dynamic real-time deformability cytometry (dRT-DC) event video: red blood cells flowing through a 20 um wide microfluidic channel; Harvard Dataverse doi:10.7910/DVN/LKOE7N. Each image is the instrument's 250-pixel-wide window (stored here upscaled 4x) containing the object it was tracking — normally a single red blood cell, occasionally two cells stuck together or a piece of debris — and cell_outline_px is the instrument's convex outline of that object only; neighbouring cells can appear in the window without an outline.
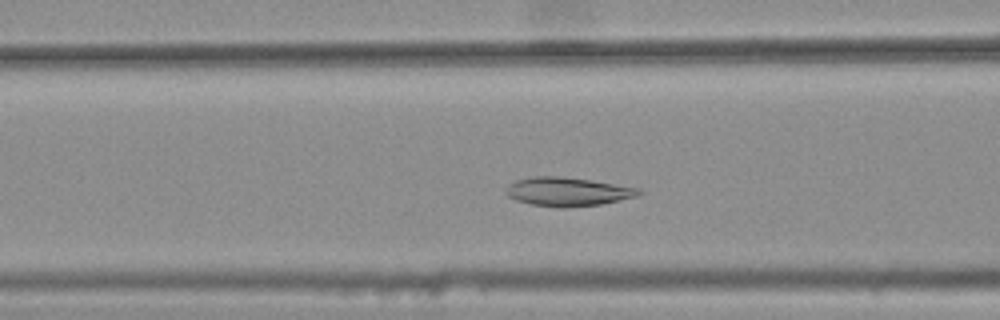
{"species": "common noctule bat (a hibernating species)", "species_latin": "Nyctalus noctula", "temperature_condition": "warm", "stored_images_in_passage": 39, "camera_frame_rate_fps": 3000, "um_per_image_px": 0.085, "animal": {"sex": "female", "body_mass_g": 25.1}, "frame": {"image": 1, "passage_image": 16, "time_ms": 5.0, "image_size_px": [1000, 320], "cell_outline_px": [[644, 192], [640, 196], [600, 204], [564, 208], [560, 208], [532, 204], [516, 200], [508, 196], [504, 192], [504, 188], [516, 180], [532, 176], [556, 176], [592, 180], [640, 188]], "centroid_in_image_um": [48.27, 16.29], "position_along_channel_um": 118.3, "area_um2": 22.43}}
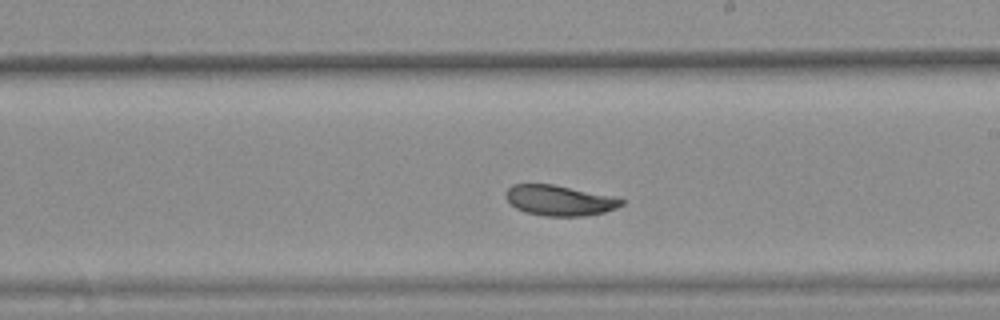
{"frame": {"image": 2, "passage_image": 26, "time_ms": 8.333, "image_size_px": [1000, 320], "cell_outline_px": [[624, 204], [616, 208], [604, 212], [584, 216], [544, 216], [524, 212], [516, 208], [504, 196], [504, 192], [512, 184], [552, 184], [612, 196], [624, 200]], "centroid_in_image_um": [47.52, 17.04], "position_along_channel_um": 241.5, "area_um2": 20.46}}
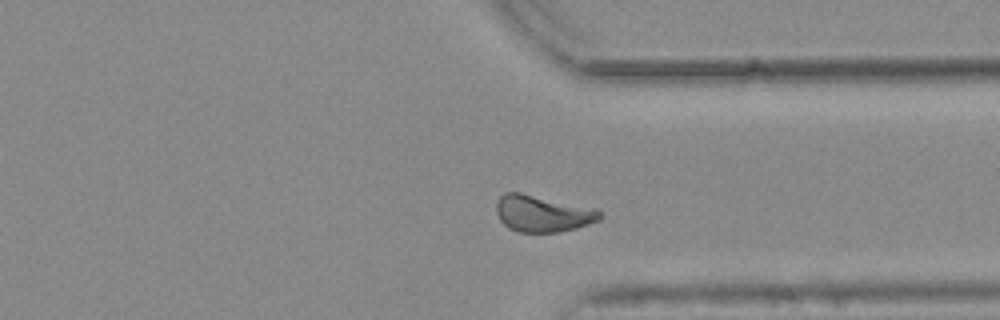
{"frame": {"image": 3, "passage_image": 36, "time_ms": 11.667, "image_size_px": [1000, 320], "cell_outline_px": [[604, 216], [600, 220], [576, 228], [556, 232], [516, 232], [508, 228], [500, 220], [496, 212], [496, 204], [500, 196], [504, 192], [520, 192], [596, 208]], "centroid_in_image_um": [46.12, 18.15], "position_along_channel_um": 365.3, "area_um2": 22.25}, "authors_computed_cell_mechanics": {"area_um2": 21.6172, "velocity_mm_per_s": 3.7053, "shape_relaxation_time_tau1_ms": 4.3249, "shape_relaxation_time_tau2_ms": 3.2437, "deformation_change_tau1": 0.1034, "deformation_change_tau2": 0.051}}